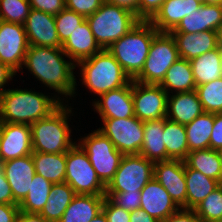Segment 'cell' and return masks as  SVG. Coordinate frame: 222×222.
<instances>
[{"label": "cell", "mask_w": 222, "mask_h": 222, "mask_svg": "<svg viewBox=\"0 0 222 222\" xmlns=\"http://www.w3.org/2000/svg\"><path fill=\"white\" fill-rule=\"evenodd\" d=\"M68 58L62 48L30 45L21 70L27 68L35 79L45 85V88L57 92L58 100L62 103L65 100L68 103L65 98L71 99L76 96L77 90V78L74 75L76 65ZM63 96L65 98H62Z\"/></svg>", "instance_id": "obj_1"}, {"label": "cell", "mask_w": 222, "mask_h": 222, "mask_svg": "<svg viewBox=\"0 0 222 222\" xmlns=\"http://www.w3.org/2000/svg\"><path fill=\"white\" fill-rule=\"evenodd\" d=\"M45 92L29 89H6L0 94V122L31 125L48 117L62 102Z\"/></svg>", "instance_id": "obj_2"}, {"label": "cell", "mask_w": 222, "mask_h": 222, "mask_svg": "<svg viewBox=\"0 0 222 222\" xmlns=\"http://www.w3.org/2000/svg\"><path fill=\"white\" fill-rule=\"evenodd\" d=\"M72 109L64 102L48 117L30 125L33 152L66 153L76 143L69 125Z\"/></svg>", "instance_id": "obj_3"}, {"label": "cell", "mask_w": 222, "mask_h": 222, "mask_svg": "<svg viewBox=\"0 0 222 222\" xmlns=\"http://www.w3.org/2000/svg\"><path fill=\"white\" fill-rule=\"evenodd\" d=\"M158 32L149 21L141 20L106 50L133 80L143 69L151 42Z\"/></svg>", "instance_id": "obj_4"}, {"label": "cell", "mask_w": 222, "mask_h": 222, "mask_svg": "<svg viewBox=\"0 0 222 222\" xmlns=\"http://www.w3.org/2000/svg\"><path fill=\"white\" fill-rule=\"evenodd\" d=\"M82 85L95 95L128 85L132 79L106 49L76 64Z\"/></svg>", "instance_id": "obj_5"}, {"label": "cell", "mask_w": 222, "mask_h": 222, "mask_svg": "<svg viewBox=\"0 0 222 222\" xmlns=\"http://www.w3.org/2000/svg\"><path fill=\"white\" fill-rule=\"evenodd\" d=\"M86 20L102 50L107 49L141 21L129 9L107 2L94 14L86 17Z\"/></svg>", "instance_id": "obj_6"}, {"label": "cell", "mask_w": 222, "mask_h": 222, "mask_svg": "<svg viewBox=\"0 0 222 222\" xmlns=\"http://www.w3.org/2000/svg\"><path fill=\"white\" fill-rule=\"evenodd\" d=\"M177 45L169 32H158L141 72L133 79L144 84H160L167 70L179 59Z\"/></svg>", "instance_id": "obj_7"}, {"label": "cell", "mask_w": 222, "mask_h": 222, "mask_svg": "<svg viewBox=\"0 0 222 222\" xmlns=\"http://www.w3.org/2000/svg\"><path fill=\"white\" fill-rule=\"evenodd\" d=\"M77 143L86 152L100 181L107 186L114 177L124 155L98 129L80 138Z\"/></svg>", "instance_id": "obj_8"}, {"label": "cell", "mask_w": 222, "mask_h": 222, "mask_svg": "<svg viewBox=\"0 0 222 222\" xmlns=\"http://www.w3.org/2000/svg\"><path fill=\"white\" fill-rule=\"evenodd\" d=\"M65 182L74 189L76 194H106V186L97 176L86 152L77 143L66 152Z\"/></svg>", "instance_id": "obj_9"}, {"label": "cell", "mask_w": 222, "mask_h": 222, "mask_svg": "<svg viewBox=\"0 0 222 222\" xmlns=\"http://www.w3.org/2000/svg\"><path fill=\"white\" fill-rule=\"evenodd\" d=\"M154 177V162L140 154L124 155L106 192H140Z\"/></svg>", "instance_id": "obj_10"}, {"label": "cell", "mask_w": 222, "mask_h": 222, "mask_svg": "<svg viewBox=\"0 0 222 222\" xmlns=\"http://www.w3.org/2000/svg\"><path fill=\"white\" fill-rule=\"evenodd\" d=\"M98 130L107 136L123 155L139 154L144 138L143 121L136 116L125 119H102Z\"/></svg>", "instance_id": "obj_11"}, {"label": "cell", "mask_w": 222, "mask_h": 222, "mask_svg": "<svg viewBox=\"0 0 222 222\" xmlns=\"http://www.w3.org/2000/svg\"><path fill=\"white\" fill-rule=\"evenodd\" d=\"M135 116L141 121L166 118L168 94L159 84H144L132 80Z\"/></svg>", "instance_id": "obj_12"}, {"label": "cell", "mask_w": 222, "mask_h": 222, "mask_svg": "<svg viewBox=\"0 0 222 222\" xmlns=\"http://www.w3.org/2000/svg\"><path fill=\"white\" fill-rule=\"evenodd\" d=\"M29 46L23 24L0 21V61L16 74L21 73Z\"/></svg>", "instance_id": "obj_13"}, {"label": "cell", "mask_w": 222, "mask_h": 222, "mask_svg": "<svg viewBox=\"0 0 222 222\" xmlns=\"http://www.w3.org/2000/svg\"><path fill=\"white\" fill-rule=\"evenodd\" d=\"M32 152L30 125L0 122V162L30 155Z\"/></svg>", "instance_id": "obj_14"}, {"label": "cell", "mask_w": 222, "mask_h": 222, "mask_svg": "<svg viewBox=\"0 0 222 222\" xmlns=\"http://www.w3.org/2000/svg\"><path fill=\"white\" fill-rule=\"evenodd\" d=\"M154 178L165 188L179 208L186 209L184 160L170 159L154 163Z\"/></svg>", "instance_id": "obj_15"}, {"label": "cell", "mask_w": 222, "mask_h": 222, "mask_svg": "<svg viewBox=\"0 0 222 222\" xmlns=\"http://www.w3.org/2000/svg\"><path fill=\"white\" fill-rule=\"evenodd\" d=\"M93 100L94 111L100 119H125L135 116L132 97V81L123 87L110 90Z\"/></svg>", "instance_id": "obj_16"}, {"label": "cell", "mask_w": 222, "mask_h": 222, "mask_svg": "<svg viewBox=\"0 0 222 222\" xmlns=\"http://www.w3.org/2000/svg\"><path fill=\"white\" fill-rule=\"evenodd\" d=\"M23 26L29 45L62 48L57 35L54 15L31 8Z\"/></svg>", "instance_id": "obj_17"}, {"label": "cell", "mask_w": 222, "mask_h": 222, "mask_svg": "<svg viewBox=\"0 0 222 222\" xmlns=\"http://www.w3.org/2000/svg\"><path fill=\"white\" fill-rule=\"evenodd\" d=\"M140 193V208L159 222L180 209L154 177L142 188Z\"/></svg>", "instance_id": "obj_18"}, {"label": "cell", "mask_w": 222, "mask_h": 222, "mask_svg": "<svg viewBox=\"0 0 222 222\" xmlns=\"http://www.w3.org/2000/svg\"><path fill=\"white\" fill-rule=\"evenodd\" d=\"M2 164L14 200L20 204L27 196L32 178L36 174L32 155L19 157Z\"/></svg>", "instance_id": "obj_19"}, {"label": "cell", "mask_w": 222, "mask_h": 222, "mask_svg": "<svg viewBox=\"0 0 222 222\" xmlns=\"http://www.w3.org/2000/svg\"><path fill=\"white\" fill-rule=\"evenodd\" d=\"M202 5L197 0H166L149 22L159 32L173 31L180 21Z\"/></svg>", "instance_id": "obj_20"}, {"label": "cell", "mask_w": 222, "mask_h": 222, "mask_svg": "<svg viewBox=\"0 0 222 222\" xmlns=\"http://www.w3.org/2000/svg\"><path fill=\"white\" fill-rule=\"evenodd\" d=\"M222 23V5L202 4L198 10L185 16L170 33H200L217 31Z\"/></svg>", "instance_id": "obj_21"}, {"label": "cell", "mask_w": 222, "mask_h": 222, "mask_svg": "<svg viewBox=\"0 0 222 222\" xmlns=\"http://www.w3.org/2000/svg\"><path fill=\"white\" fill-rule=\"evenodd\" d=\"M62 50L76 65L80 61L100 52L102 49L97 44L90 26L87 20H85L62 44Z\"/></svg>", "instance_id": "obj_22"}, {"label": "cell", "mask_w": 222, "mask_h": 222, "mask_svg": "<svg viewBox=\"0 0 222 222\" xmlns=\"http://www.w3.org/2000/svg\"><path fill=\"white\" fill-rule=\"evenodd\" d=\"M180 58L191 60L218 47L217 31L200 33H171Z\"/></svg>", "instance_id": "obj_23"}, {"label": "cell", "mask_w": 222, "mask_h": 222, "mask_svg": "<svg viewBox=\"0 0 222 222\" xmlns=\"http://www.w3.org/2000/svg\"><path fill=\"white\" fill-rule=\"evenodd\" d=\"M204 112L197 92H182L168 95L166 118L182 125L192 122Z\"/></svg>", "instance_id": "obj_24"}, {"label": "cell", "mask_w": 222, "mask_h": 222, "mask_svg": "<svg viewBox=\"0 0 222 222\" xmlns=\"http://www.w3.org/2000/svg\"><path fill=\"white\" fill-rule=\"evenodd\" d=\"M144 138L140 155L152 162L166 161L167 152L164 144V118L143 121Z\"/></svg>", "instance_id": "obj_25"}, {"label": "cell", "mask_w": 222, "mask_h": 222, "mask_svg": "<svg viewBox=\"0 0 222 222\" xmlns=\"http://www.w3.org/2000/svg\"><path fill=\"white\" fill-rule=\"evenodd\" d=\"M105 195L76 194L59 222H90L102 211Z\"/></svg>", "instance_id": "obj_26"}, {"label": "cell", "mask_w": 222, "mask_h": 222, "mask_svg": "<svg viewBox=\"0 0 222 222\" xmlns=\"http://www.w3.org/2000/svg\"><path fill=\"white\" fill-rule=\"evenodd\" d=\"M159 85L168 95L171 93L194 91L196 89V83L190 61L184 58H179L167 70L164 79Z\"/></svg>", "instance_id": "obj_27"}, {"label": "cell", "mask_w": 222, "mask_h": 222, "mask_svg": "<svg viewBox=\"0 0 222 222\" xmlns=\"http://www.w3.org/2000/svg\"><path fill=\"white\" fill-rule=\"evenodd\" d=\"M196 86L222 77V50L218 46L190 60Z\"/></svg>", "instance_id": "obj_28"}, {"label": "cell", "mask_w": 222, "mask_h": 222, "mask_svg": "<svg viewBox=\"0 0 222 222\" xmlns=\"http://www.w3.org/2000/svg\"><path fill=\"white\" fill-rule=\"evenodd\" d=\"M186 179V209H194L212 191L221 185L217 180L211 179L200 171L188 168L185 165Z\"/></svg>", "instance_id": "obj_29"}, {"label": "cell", "mask_w": 222, "mask_h": 222, "mask_svg": "<svg viewBox=\"0 0 222 222\" xmlns=\"http://www.w3.org/2000/svg\"><path fill=\"white\" fill-rule=\"evenodd\" d=\"M35 172L53 184L64 183L66 176V153L32 152Z\"/></svg>", "instance_id": "obj_30"}, {"label": "cell", "mask_w": 222, "mask_h": 222, "mask_svg": "<svg viewBox=\"0 0 222 222\" xmlns=\"http://www.w3.org/2000/svg\"><path fill=\"white\" fill-rule=\"evenodd\" d=\"M76 193L66 182L53 184L49 198L39 213L48 222H59Z\"/></svg>", "instance_id": "obj_31"}, {"label": "cell", "mask_w": 222, "mask_h": 222, "mask_svg": "<svg viewBox=\"0 0 222 222\" xmlns=\"http://www.w3.org/2000/svg\"><path fill=\"white\" fill-rule=\"evenodd\" d=\"M184 163L188 168L200 171L222 184V164L217 150L209 148L191 151L184 159Z\"/></svg>", "instance_id": "obj_32"}, {"label": "cell", "mask_w": 222, "mask_h": 222, "mask_svg": "<svg viewBox=\"0 0 222 222\" xmlns=\"http://www.w3.org/2000/svg\"><path fill=\"white\" fill-rule=\"evenodd\" d=\"M214 126V113L203 112L185 125L189 152L210 148V136Z\"/></svg>", "instance_id": "obj_33"}, {"label": "cell", "mask_w": 222, "mask_h": 222, "mask_svg": "<svg viewBox=\"0 0 222 222\" xmlns=\"http://www.w3.org/2000/svg\"><path fill=\"white\" fill-rule=\"evenodd\" d=\"M163 135L167 160H184L189 153L185 125L164 118Z\"/></svg>", "instance_id": "obj_34"}, {"label": "cell", "mask_w": 222, "mask_h": 222, "mask_svg": "<svg viewBox=\"0 0 222 222\" xmlns=\"http://www.w3.org/2000/svg\"><path fill=\"white\" fill-rule=\"evenodd\" d=\"M52 185L53 183L36 173L27 196L19 204L20 211L39 214L49 198Z\"/></svg>", "instance_id": "obj_35"}, {"label": "cell", "mask_w": 222, "mask_h": 222, "mask_svg": "<svg viewBox=\"0 0 222 222\" xmlns=\"http://www.w3.org/2000/svg\"><path fill=\"white\" fill-rule=\"evenodd\" d=\"M204 112L222 113V77L196 86Z\"/></svg>", "instance_id": "obj_36"}, {"label": "cell", "mask_w": 222, "mask_h": 222, "mask_svg": "<svg viewBox=\"0 0 222 222\" xmlns=\"http://www.w3.org/2000/svg\"><path fill=\"white\" fill-rule=\"evenodd\" d=\"M193 210L202 222H222V184Z\"/></svg>", "instance_id": "obj_37"}, {"label": "cell", "mask_w": 222, "mask_h": 222, "mask_svg": "<svg viewBox=\"0 0 222 222\" xmlns=\"http://www.w3.org/2000/svg\"><path fill=\"white\" fill-rule=\"evenodd\" d=\"M31 10L29 0H0V19L24 24Z\"/></svg>", "instance_id": "obj_38"}, {"label": "cell", "mask_w": 222, "mask_h": 222, "mask_svg": "<svg viewBox=\"0 0 222 222\" xmlns=\"http://www.w3.org/2000/svg\"><path fill=\"white\" fill-rule=\"evenodd\" d=\"M86 18L75 11L64 8L59 14L55 15V24L60 43L63 44L72 32L79 27Z\"/></svg>", "instance_id": "obj_39"}, {"label": "cell", "mask_w": 222, "mask_h": 222, "mask_svg": "<svg viewBox=\"0 0 222 222\" xmlns=\"http://www.w3.org/2000/svg\"><path fill=\"white\" fill-rule=\"evenodd\" d=\"M105 196L126 211L131 212L140 208V192H106Z\"/></svg>", "instance_id": "obj_40"}, {"label": "cell", "mask_w": 222, "mask_h": 222, "mask_svg": "<svg viewBox=\"0 0 222 222\" xmlns=\"http://www.w3.org/2000/svg\"><path fill=\"white\" fill-rule=\"evenodd\" d=\"M103 3L104 0H65V8L86 18L94 14Z\"/></svg>", "instance_id": "obj_41"}, {"label": "cell", "mask_w": 222, "mask_h": 222, "mask_svg": "<svg viewBox=\"0 0 222 222\" xmlns=\"http://www.w3.org/2000/svg\"><path fill=\"white\" fill-rule=\"evenodd\" d=\"M102 211L105 213L108 222H130V212L119 207L106 196Z\"/></svg>", "instance_id": "obj_42"}, {"label": "cell", "mask_w": 222, "mask_h": 222, "mask_svg": "<svg viewBox=\"0 0 222 222\" xmlns=\"http://www.w3.org/2000/svg\"><path fill=\"white\" fill-rule=\"evenodd\" d=\"M32 9L47 14H59L65 8V0H29Z\"/></svg>", "instance_id": "obj_43"}, {"label": "cell", "mask_w": 222, "mask_h": 222, "mask_svg": "<svg viewBox=\"0 0 222 222\" xmlns=\"http://www.w3.org/2000/svg\"><path fill=\"white\" fill-rule=\"evenodd\" d=\"M166 0H139L138 18L149 21Z\"/></svg>", "instance_id": "obj_44"}, {"label": "cell", "mask_w": 222, "mask_h": 222, "mask_svg": "<svg viewBox=\"0 0 222 222\" xmlns=\"http://www.w3.org/2000/svg\"><path fill=\"white\" fill-rule=\"evenodd\" d=\"M222 148V113H214V126L210 136V149Z\"/></svg>", "instance_id": "obj_45"}, {"label": "cell", "mask_w": 222, "mask_h": 222, "mask_svg": "<svg viewBox=\"0 0 222 222\" xmlns=\"http://www.w3.org/2000/svg\"><path fill=\"white\" fill-rule=\"evenodd\" d=\"M0 204H18L12 195L10 185L3 171L2 162H0Z\"/></svg>", "instance_id": "obj_46"}, {"label": "cell", "mask_w": 222, "mask_h": 222, "mask_svg": "<svg viewBox=\"0 0 222 222\" xmlns=\"http://www.w3.org/2000/svg\"><path fill=\"white\" fill-rule=\"evenodd\" d=\"M160 222H202L192 209L180 208L177 212L171 214Z\"/></svg>", "instance_id": "obj_47"}, {"label": "cell", "mask_w": 222, "mask_h": 222, "mask_svg": "<svg viewBox=\"0 0 222 222\" xmlns=\"http://www.w3.org/2000/svg\"><path fill=\"white\" fill-rule=\"evenodd\" d=\"M19 204H0V222H17Z\"/></svg>", "instance_id": "obj_48"}, {"label": "cell", "mask_w": 222, "mask_h": 222, "mask_svg": "<svg viewBox=\"0 0 222 222\" xmlns=\"http://www.w3.org/2000/svg\"><path fill=\"white\" fill-rule=\"evenodd\" d=\"M14 76H16V73L0 61V94L6 90L4 87L8 84L9 81H12Z\"/></svg>", "instance_id": "obj_49"}, {"label": "cell", "mask_w": 222, "mask_h": 222, "mask_svg": "<svg viewBox=\"0 0 222 222\" xmlns=\"http://www.w3.org/2000/svg\"><path fill=\"white\" fill-rule=\"evenodd\" d=\"M130 222H159L143 209L139 208L137 210L130 212Z\"/></svg>", "instance_id": "obj_50"}, {"label": "cell", "mask_w": 222, "mask_h": 222, "mask_svg": "<svg viewBox=\"0 0 222 222\" xmlns=\"http://www.w3.org/2000/svg\"><path fill=\"white\" fill-rule=\"evenodd\" d=\"M138 1L139 0H104L109 4L117 5L129 9L138 17Z\"/></svg>", "instance_id": "obj_51"}, {"label": "cell", "mask_w": 222, "mask_h": 222, "mask_svg": "<svg viewBox=\"0 0 222 222\" xmlns=\"http://www.w3.org/2000/svg\"><path fill=\"white\" fill-rule=\"evenodd\" d=\"M17 222H48L44 217L37 213H26L20 211Z\"/></svg>", "instance_id": "obj_52"}, {"label": "cell", "mask_w": 222, "mask_h": 222, "mask_svg": "<svg viewBox=\"0 0 222 222\" xmlns=\"http://www.w3.org/2000/svg\"><path fill=\"white\" fill-rule=\"evenodd\" d=\"M90 222H108V220L105 213L100 211Z\"/></svg>", "instance_id": "obj_53"}, {"label": "cell", "mask_w": 222, "mask_h": 222, "mask_svg": "<svg viewBox=\"0 0 222 222\" xmlns=\"http://www.w3.org/2000/svg\"><path fill=\"white\" fill-rule=\"evenodd\" d=\"M217 41H218V46L222 49V23L220 24V27L217 29Z\"/></svg>", "instance_id": "obj_54"}, {"label": "cell", "mask_w": 222, "mask_h": 222, "mask_svg": "<svg viewBox=\"0 0 222 222\" xmlns=\"http://www.w3.org/2000/svg\"><path fill=\"white\" fill-rule=\"evenodd\" d=\"M204 4H219V5H222V0H204Z\"/></svg>", "instance_id": "obj_55"}, {"label": "cell", "mask_w": 222, "mask_h": 222, "mask_svg": "<svg viewBox=\"0 0 222 222\" xmlns=\"http://www.w3.org/2000/svg\"><path fill=\"white\" fill-rule=\"evenodd\" d=\"M218 153H219V156H220V159H221V164H222V148L218 150Z\"/></svg>", "instance_id": "obj_56"}, {"label": "cell", "mask_w": 222, "mask_h": 222, "mask_svg": "<svg viewBox=\"0 0 222 222\" xmlns=\"http://www.w3.org/2000/svg\"><path fill=\"white\" fill-rule=\"evenodd\" d=\"M197 1L201 2L202 4H204V0H197Z\"/></svg>", "instance_id": "obj_57"}]
</instances>
